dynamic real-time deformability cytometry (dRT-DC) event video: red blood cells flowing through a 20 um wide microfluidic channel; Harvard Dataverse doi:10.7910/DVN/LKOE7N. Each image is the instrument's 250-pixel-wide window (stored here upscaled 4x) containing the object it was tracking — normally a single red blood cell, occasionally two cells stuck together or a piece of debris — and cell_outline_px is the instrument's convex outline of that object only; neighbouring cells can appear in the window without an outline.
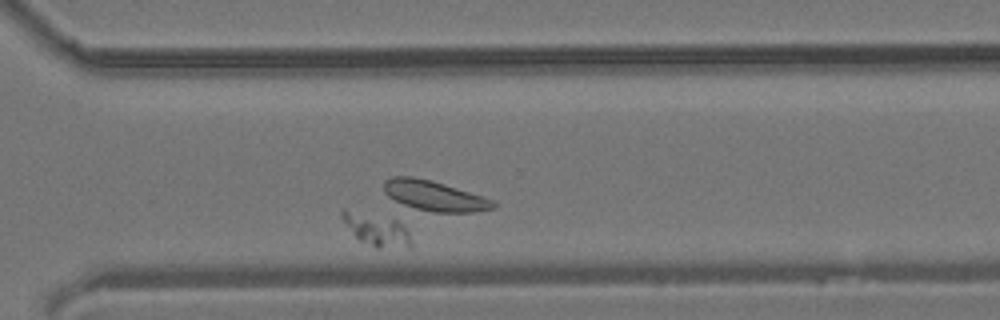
{"species": "common noctule bat (a hibernating species)", "species_latin": "Nyctalus noctula", "temperature_condition": "room temperature", "stored_images_in_passage": 29, "camera_frame_rate_fps": 3000, "um_per_image_px": 0.085, "animal": {"sex": "male", "body_mass_g": 19.2, "forearm_length_mm": 51.8}, "frame": {"image": 1, "passage_image": 19, "time_ms": 6.0, "image_size_px": [1000, 320], "cell_outline_px": [[412, 248], [376, 248], [360, 240], [344, 224], [340, 216], [340, 212], [344, 208], [396, 220], [408, 232], [412, 244]], "centroid_in_image_um": [31.99, 19.54], "position_along_channel_um": 338.6, "area_um2": 12.95}}
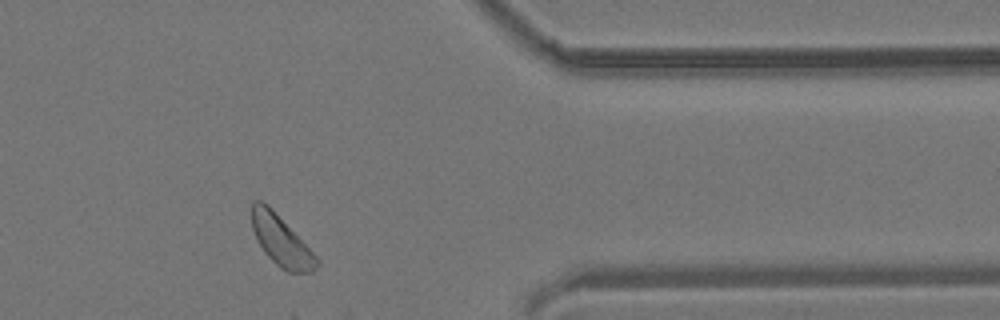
{"frame": {"image": 2, "passage_image": 23, "time_ms": 7.333, "image_size_px": [1000, 320], "cell_outline_px": [[320, 264], [312, 272], [288, 272], [280, 268], [264, 252], [252, 228], [252, 200], [260, 200], [268, 204], [320, 260]], "centroid_in_image_um": [23.9, 20.47], "position_along_channel_um": 387.5, "area_um2": 18.73}}